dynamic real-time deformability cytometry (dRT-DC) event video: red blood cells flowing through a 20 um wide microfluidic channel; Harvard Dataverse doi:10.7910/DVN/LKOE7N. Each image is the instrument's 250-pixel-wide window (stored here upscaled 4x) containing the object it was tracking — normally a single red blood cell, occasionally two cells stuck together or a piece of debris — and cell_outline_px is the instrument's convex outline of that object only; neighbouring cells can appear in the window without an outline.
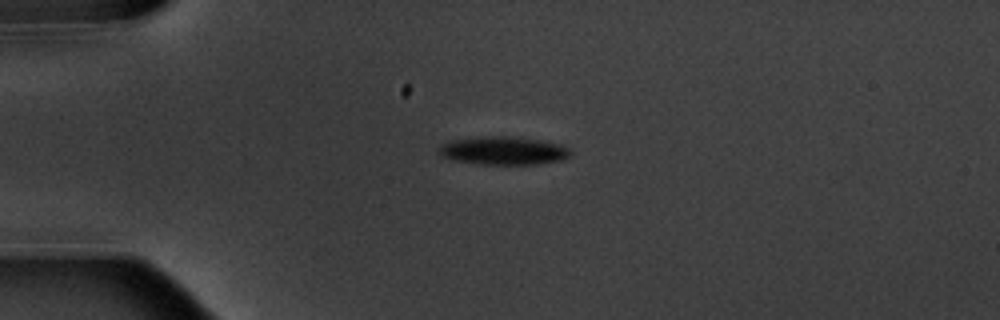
{"species": "common noctule bat (a hibernating species)", "species_latin": "Nyctalus noctula", "temperature_condition": "warm", "stored_images_in_passage": 5, "camera_frame_rate_fps": 3000, "um_per_image_px": 0.085, "animal": {"sex": "male", "body_mass_g": 20.1, "forearm_length_mm": 53.5}, "frame": {"image": 1, "passage_image": 4, "time_ms": 3.667, "image_size_px": [1000, 320], "cell_outline_px": [[572, 156], [560, 160], [540, 164], [480, 164], [452, 160], [436, 152], [440, 144], [452, 140], [488, 136], [508, 136], [544, 140], [564, 144], [572, 152]], "centroid_in_image_um": [42.83, 12.8], "position_along_channel_um": 42.2, "area_um2": 21.91}}